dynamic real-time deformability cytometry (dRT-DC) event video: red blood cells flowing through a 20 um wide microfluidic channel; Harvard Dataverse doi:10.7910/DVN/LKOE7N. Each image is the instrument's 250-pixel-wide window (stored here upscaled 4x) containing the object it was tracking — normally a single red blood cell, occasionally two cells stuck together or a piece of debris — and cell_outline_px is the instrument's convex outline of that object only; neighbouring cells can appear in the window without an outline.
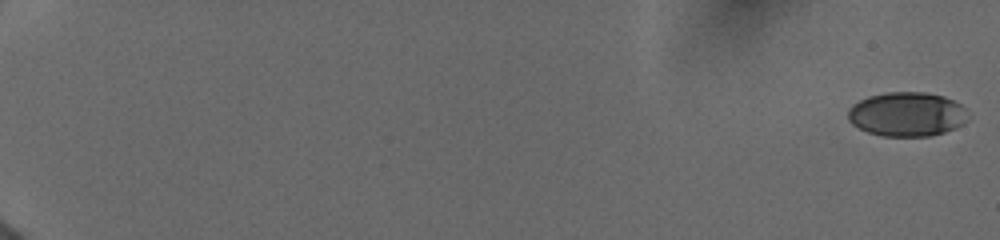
{"species": "human", "species_latin": "Homo sapiens", "temperature_condition": "cold", "stored_images_in_passage": 66, "camera_frame_rate_fps": 3000, "um_per_image_px": 0.085, "donor": {"sex": "female"}, "frame": {"image": 1, "passage_image": 1, "time_ms": 0.0, "image_size_px": [1000, 240], "cell_outline_px": [[968, 120], [956, 128], [932, 136], [880, 136], [868, 132], [852, 124], [848, 120], [848, 108], [852, 104], [868, 96], [888, 92], [924, 92], [944, 96], [960, 104], [964, 108]], "centroid_in_image_um": [77.07, 9.71], "position_along_channel_um": 7.9, "area_um2": 31.04}}
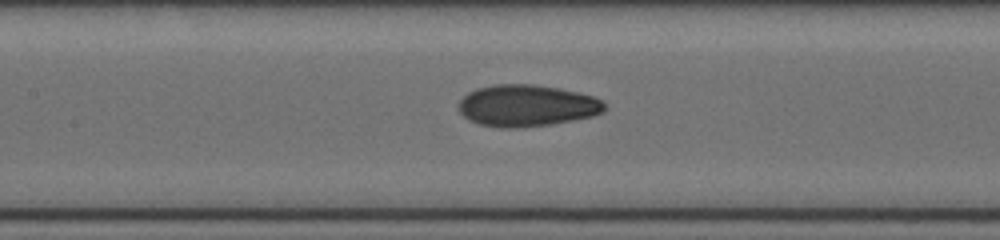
{"frame": {"image": 2, "passage_image": 37, "time_ms": 9.667, "image_size_px": [1000, 240], "cell_outline_px": [[604, 112], [592, 116], [552, 124], [520, 128], [500, 128], [480, 124], [468, 120], [460, 112], [460, 100], [468, 92], [476, 88], [492, 84], [532, 84], [560, 88], [592, 96], [604, 100]], "centroid_in_image_um": [44.77, 8.98], "position_along_channel_um": 162.6, "area_um2": 35.55}}
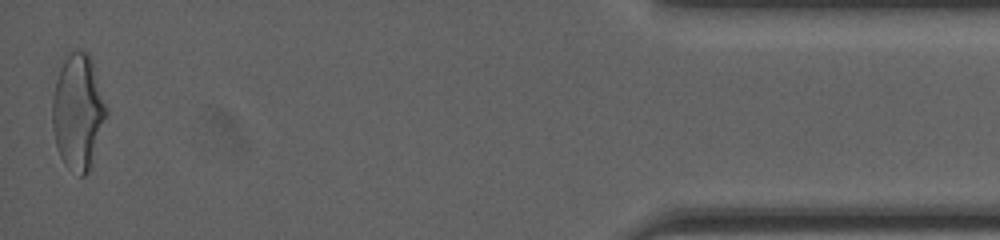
{"frame": {"image": 3, "passage_image": 66, "time_ms": 18.0, "image_size_px": [1000, 240], "cell_outline_px": [[108, 112], [92, 164], [88, 172], [84, 176], [80, 176], [68, 168], [64, 164], [60, 156], [56, 144], [52, 128], [52, 96], [56, 80], [64, 52], [88, 52], [92, 60], [108, 108]], "centroid_in_image_um": [6.63, 9.49], "position_along_channel_um": 428.6, "area_um2": 36.82}, "authors_computed_cell_mechanics": {"area_um2": 33.4373, "velocity_mm_per_s": 3.9732, "shape_relaxation_time_tau1_ms": 4.5082, "shape_relaxation_time_tau2_ms": 1.5868, "deformation_change_tau1": 0.1592, "deformation_change_tau2": 0.0655}}